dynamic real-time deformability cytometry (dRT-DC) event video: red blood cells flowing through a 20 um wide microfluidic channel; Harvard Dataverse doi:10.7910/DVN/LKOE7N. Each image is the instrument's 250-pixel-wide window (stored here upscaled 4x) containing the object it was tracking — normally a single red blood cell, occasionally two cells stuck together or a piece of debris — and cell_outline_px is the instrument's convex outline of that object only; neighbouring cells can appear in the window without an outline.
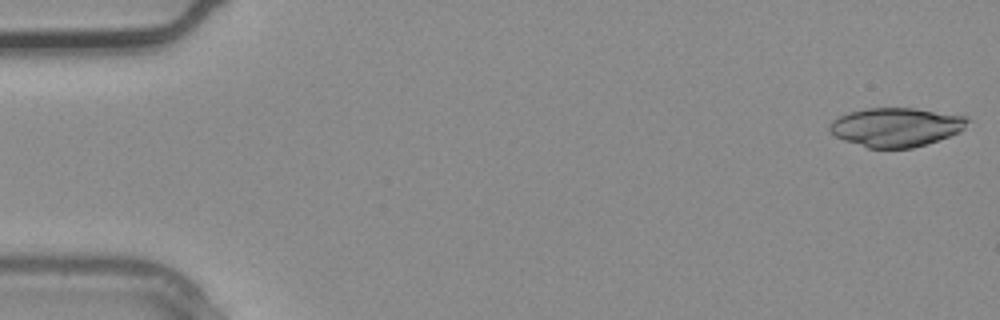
{"species": "common noctule bat (a hibernating species)", "species_latin": "Nyctalus noctula", "temperature_condition": "warm", "stored_images_in_passage": 4, "segment_of_instrument_passage": [2, 2], "camera_frame_rate_fps": 3000, "um_per_image_px": 0.085, "animal": {"sex": "male", "body_mass_g": 20.4}, "frame": {"image": 1, "passage_image": 4, "time_ms": 1.0, "image_size_px": [1000, 320], "cell_outline_px": [[968, 120], [964, 128], [960, 132], [912, 148], [868, 148], [844, 140], [828, 132], [828, 128], [832, 120], [848, 112], [864, 108], [912, 108], [968, 116]], "centroid_in_image_um": [76.12, 10.8], "position_along_channel_um": 8.9, "area_um2": 31.15}}